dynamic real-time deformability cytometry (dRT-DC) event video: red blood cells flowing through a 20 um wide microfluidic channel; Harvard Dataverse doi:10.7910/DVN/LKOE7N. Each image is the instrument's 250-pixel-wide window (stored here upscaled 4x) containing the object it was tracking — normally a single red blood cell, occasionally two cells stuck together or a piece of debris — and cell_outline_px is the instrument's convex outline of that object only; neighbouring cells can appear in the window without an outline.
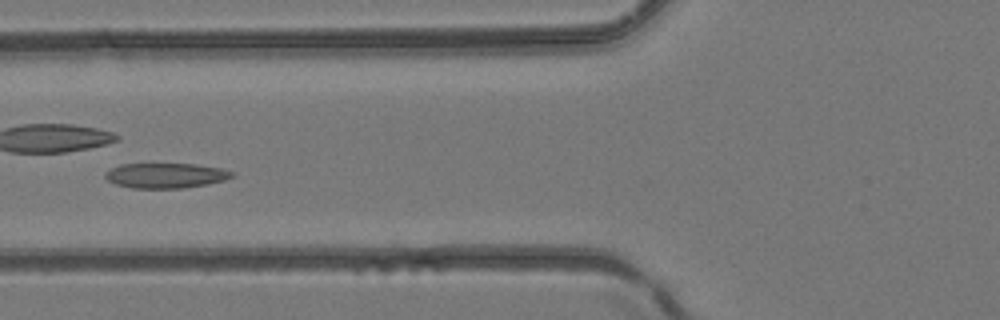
{"species": "common noctule bat (a hibernating species)", "species_latin": "Nyctalus noctula", "temperature_condition": "room temperature", "stored_images_in_passage": 40, "camera_frame_rate_fps": 3000, "um_per_image_px": 0.085, "animal": {"sex": "female", "body_mass_g": 24.6, "forearm_length_mm": 56.2}, "frame": {"image": 1, "passage_image": 12, "time_ms": 3.667, "image_size_px": [1000, 320], "cell_outline_px": [[236, 176], [224, 180], [208, 184], [184, 188], [132, 188], [116, 184], [108, 180], [104, 176], [104, 172], [120, 164], [196, 164], [220, 168], [236, 172]], "centroid_in_image_um": [14.12, 14.92], "position_along_channel_um": 111.7, "area_um2": 18.61}}
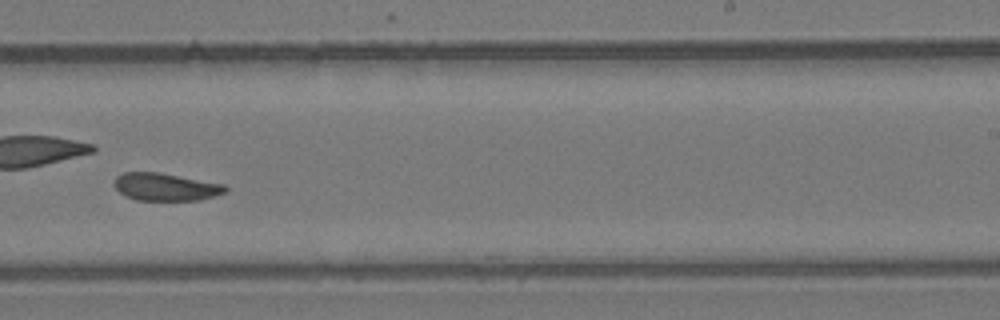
{"frame": {"image": 2, "passage_image": 23, "time_ms": 7.333, "image_size_px": [1000, 320], "cell_outline_px": [[228, 192], [200, 200], [136, 200], [124, 196], [116, 188], [116, 176], [124, 172], [160, 172], [224, 184], [228, 188]], "centroid_in_image_um": [14.11, 15.89], "position_along_channel_um": 274.9, "area_um2": 17.92}}